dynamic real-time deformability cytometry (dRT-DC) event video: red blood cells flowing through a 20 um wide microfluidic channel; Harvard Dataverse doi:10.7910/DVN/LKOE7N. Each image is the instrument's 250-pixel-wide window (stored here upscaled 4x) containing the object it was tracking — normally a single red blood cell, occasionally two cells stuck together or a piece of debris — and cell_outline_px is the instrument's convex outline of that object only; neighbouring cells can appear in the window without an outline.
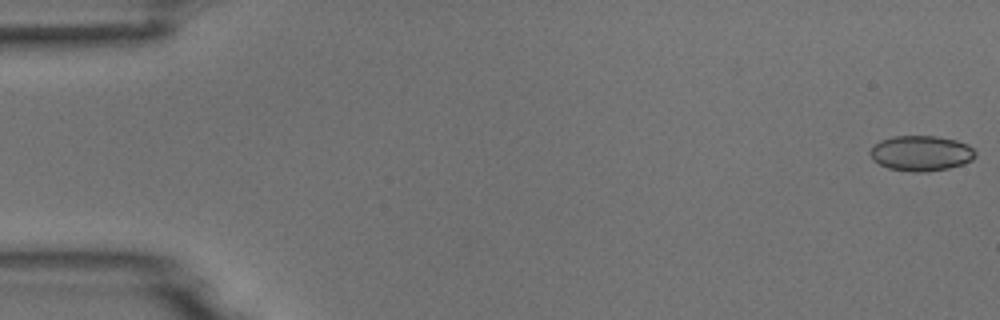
{"species": "common noctule bat (a hibernating species)", "species_latin": "Nyctalus noctula", "temperature_condition": "room temperature", "stored_images_in_passage": 54, "camera_frame_rate_fps": 3000, "um_per_image_px": 0.085, "animal": {"sex": "male", "body_mass_g": 18.8}, "frame": {"image": 1, "passage_image": 1, "time_ms": 0.0, "image_size_px": [1000, 320], "cell_outline_px": [[976, 156], [972, 160], [964, 164], [948, 168], [924, 172], [912, 172], [888, 168], [872, 160], [868, 152], [880, 140], [892, 136], [936, 136], [956, 140], [968, 144], [976, 152]], "centroid_in_image_um": [78.29, 13.03], "position_along_channel_um": 6.7, "area_um2": 21.79}}
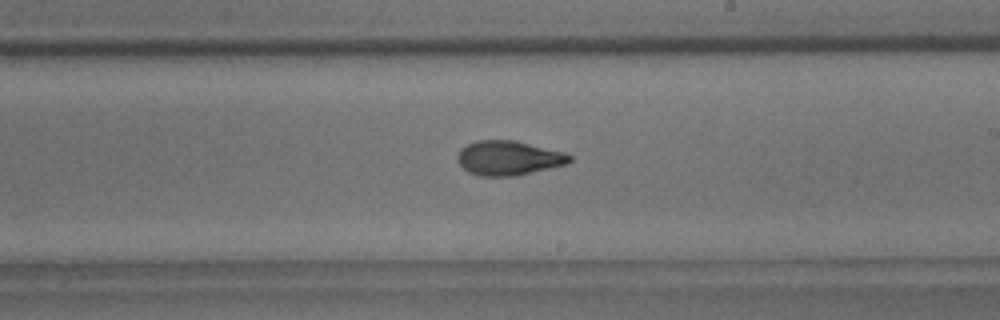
{"frame": {"image": 2, "passage_image": 31, "time_ms": 10.0, "image_size_px": [1000, 320], "cell_outline_px": [[572, 160], [568, 164], [516, 176], [480, 176], [468, 172], [460, 164], [460, 148], [476, 140], [512, 140], [564, 152], [572, 156]], "centroid_in_image_um": [43.27, 13.44], "position_along_channel_um": 245.7, "area_um2": 22.31}}
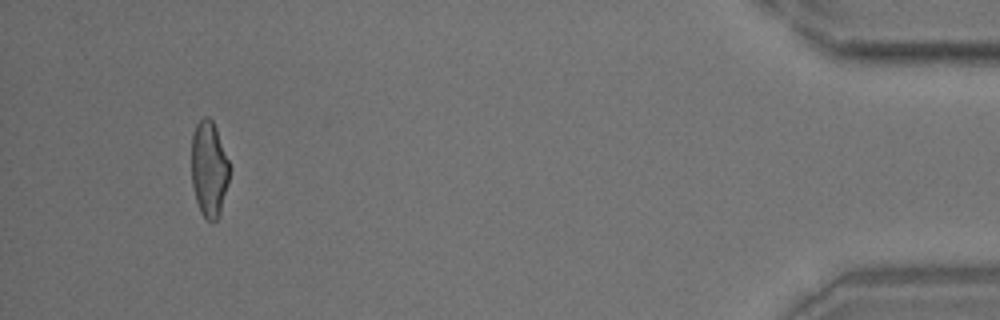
{"frame": {"image": 3, "passage_image": 50, "time_ms": 16.333, "image_size_px": [1000, 320], "cell_outline_px": [[232, 168], [220, 216], [216, 220], [208, 220], [200, 212], [196, 200], [192, 184], [192, 132], [196, 124], [204, 116], [208, 116], [212, 120], [216, 128]], "centroid_in_image_um": [17.79, 14.36], "position_along_channel_um": 417.4, "area_um2": 21.56}}